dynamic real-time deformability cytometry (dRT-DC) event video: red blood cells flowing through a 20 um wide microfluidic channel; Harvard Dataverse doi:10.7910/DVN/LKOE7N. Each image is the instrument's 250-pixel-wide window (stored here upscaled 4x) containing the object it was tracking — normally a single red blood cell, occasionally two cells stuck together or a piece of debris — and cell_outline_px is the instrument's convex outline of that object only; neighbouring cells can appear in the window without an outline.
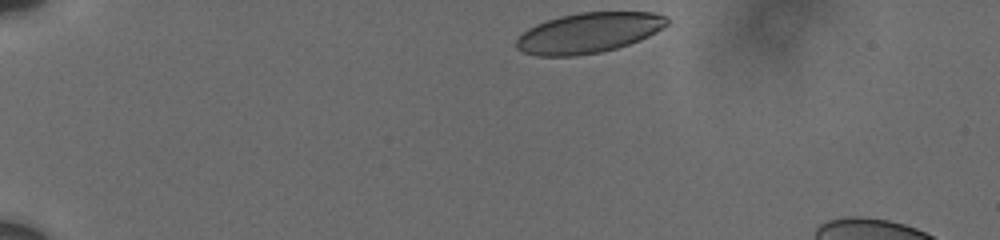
{"species": "human", "species_latin": "Homo sapiens", "temperature_condition": "cold", "stored_images_in_passage": 49, "camera_frame_rate_fps": 3000, "um_per_image_px": 0.085, "donor": {"sex": "male"}, "frame": {"image": 1, "passage_image": 1, "time_ms": 0.0, "image_size_px": [1000, 240], "cell_outline_px": [[668, 24], [648, 36], [640, 40], [616, 48], [600, 52], [576, 56], [540, 56], [524, 52], [516, 48], [516, 40], [528, 28], [536, 24], [560, 16], [580, 12], [652, 12], [668, 16]], "centroid_in_image_um": [50.04, 2.79], "position_along_channel_um": 35.0, "area_um2": 35.2}}
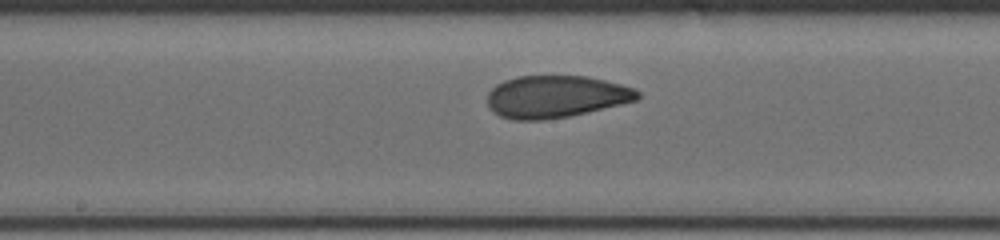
{"frame": {"image": 2, "passage_image": 25, "time_ms": 6.667, "image_size_px": [1000, 240], "cell_outline_px": [[640, 96], [636, 100], [620, 104], [568, 116], [540, 120], [516, 120], [500, 116], [488, 104], [488, 92], [496, 84], [504, 80], [516, 76], [588, 76], [636, 88], [640, 92]], "centroid_in_image_um": [47.24, 8.19], "position_along_channel_um": 201.0, "area_um2": 36.65}}
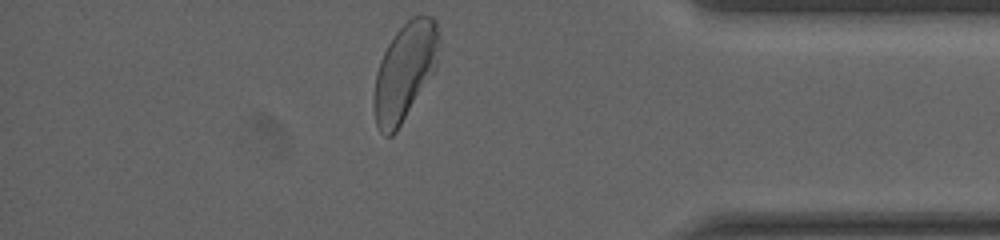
{"frame": {"image": 3, "passage_image": 49, "time_ms": 12.667, "image_size_px": [1000, 240], "cell_outline_px": [[440, 44], [436, 68], [396, 132], [392, 136], [384, 136], [380, 132], [376, 124], [372, 108], [372, 96], [376, 72], [380, 60], [388, 44], [396, 32], [412, 16], [432, 16], [436, 20], [440, 32]], "centroid_in_image_um": [34.39, 6.09], "position_along_channel_um": 400.8, "area_um2": 37.28}, "authors_computed_cell_mechanics": {"area_um2": 36.6452, "velocity_mm_per_s": 3.6832, "shape_relaxation_time_tau1_ms": 5.1948, "shape_relaxation_time_tau2_ms": 1.1631, "deformation_change_tau1": 0.1265, "deformation_change_tau2": 0.0654}}